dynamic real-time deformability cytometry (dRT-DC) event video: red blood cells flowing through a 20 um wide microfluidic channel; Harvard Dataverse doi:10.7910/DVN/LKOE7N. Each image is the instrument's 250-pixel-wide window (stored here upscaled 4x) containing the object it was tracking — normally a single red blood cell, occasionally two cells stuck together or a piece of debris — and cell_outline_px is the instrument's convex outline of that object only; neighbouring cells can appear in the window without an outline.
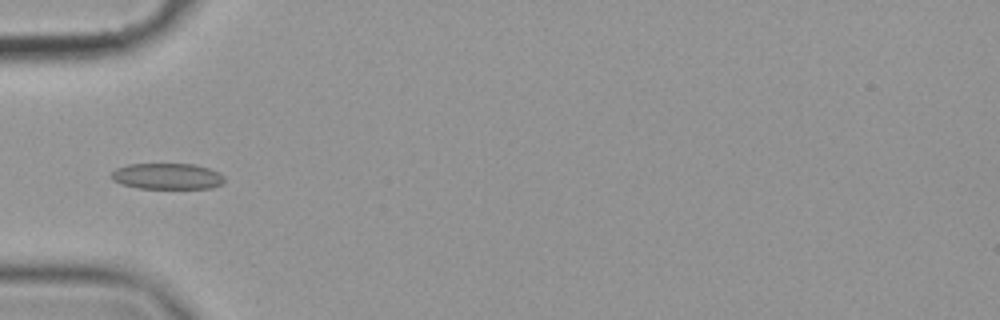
{"species": "common noctule bat (a hibernating species)", "species_latin": "Nyctalus noctula", "temperature_condition": "cold", "stored_images_in_passage": 39, "camera_frame_rate_fps": 3000, "um_per_image_px": 0.085, "animal": {"sex": "female", "body_mass_g": 19.9}, "frame": {"image": 1, "passage_image": 1, "time_ms": 0.0, "image_size_px": [1000, 320], "cell_outline_px": [[224, 184], [212, 188], [136, 188], [120, 184], [112, 180], [112, 172], [116, 168], [128, 164], [196, 164], [208, 168], [224, 176]], "centroid_in_image_um": [14.21, 14.98], "position_along_channel_um": 70.8, "area_um2": 17.22}}
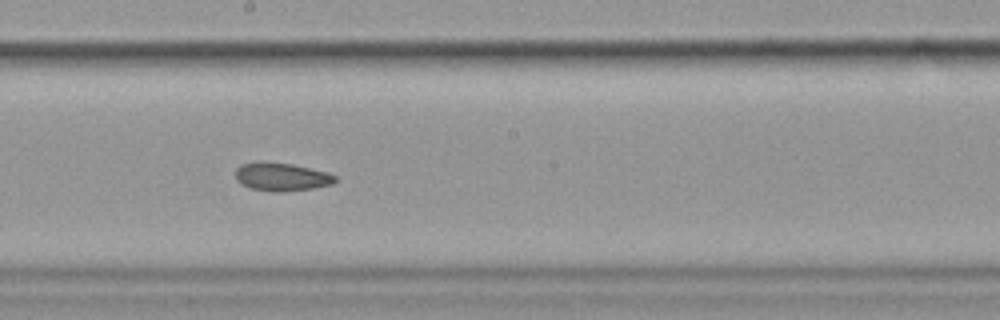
{"frame": {"image": 2, "passage_image": 14, "time_ms": 4.333, "image_size_px": [1000, 320], "cell_outline_px": [[336, 180], [332, 184], [312, 188], [280, 192], [272, 192], [248, 188], [240, 184], [236, 180], [236, 168], [240, 164], [252, 160], [264, 160], [292, 164], [328, 172], [336, 176]], "centroid_in_image_um": [23.85, 15.0], "position_along_channel_um": 224.3, "area_um2": 16.88}}
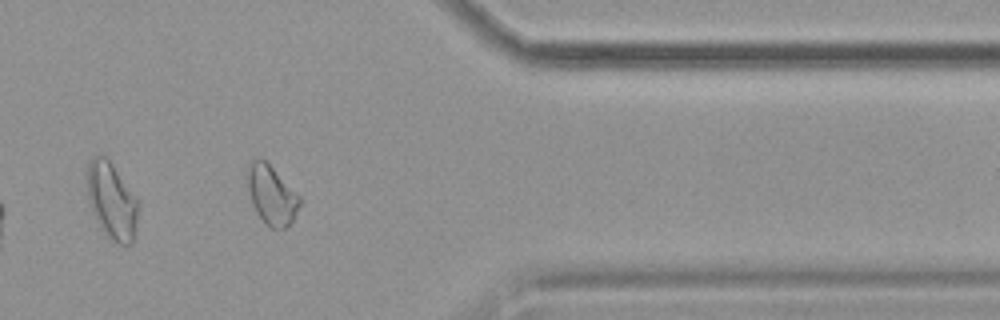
{"frame": {"image": 3, "passage_image": 29, "time_ms": 9.333, "image_size_px": [1000, 320], "cell_outline_px": [[300, 204], [292, 220], [284, 228], [272, 228], [264, 224], [256, 212], [252, 204], [248, 188], [248, 164], [256, 156], [264, 160], [300, 196]], "centroid_in_image_um": [23.06, 16.58], "position_along_channel_um": 388.3, "area_um2": 17.63}, "authors_computed_cell_mechanics": {"area_um2": 17.051, "velocity_mm_per_s": 3.5537, "shape_relaxation_time_tau1_ms": 8.9215, "shape_relaxation_time_tau2_ms": 2.0348, "deformation_change_tau1": 0.0829, "deformation_change_tau2": 0.0696}}